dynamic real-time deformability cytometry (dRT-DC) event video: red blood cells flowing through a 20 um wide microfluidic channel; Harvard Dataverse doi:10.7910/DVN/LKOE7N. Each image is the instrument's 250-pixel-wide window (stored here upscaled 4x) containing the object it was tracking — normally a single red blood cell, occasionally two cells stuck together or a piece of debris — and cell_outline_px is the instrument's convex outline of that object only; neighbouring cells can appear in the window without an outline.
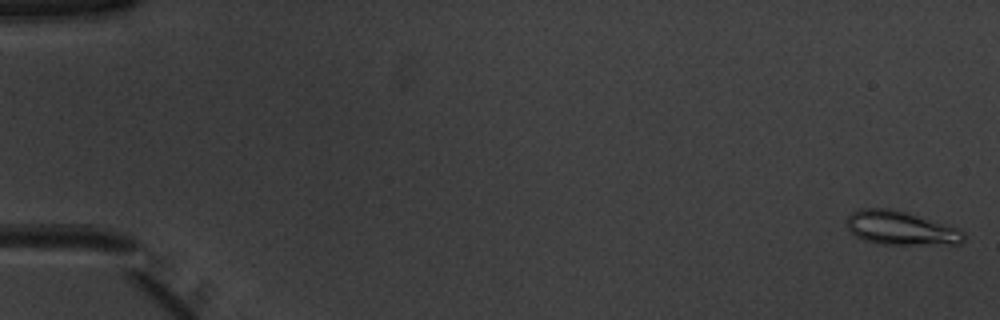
{"species": "common noctule bat (a hibernating species)", "species_latin": "Nyctalus noctula", "temperature_condition": "warm", "stored_images_in_passage": 52, "camera_frame_rate_fps": 3000, "um_per_image_px": 0.085, "animal": {"sex": "male", "body_mass_g": 20.1, "forearm_length_mm": 53.5}, "frame": {"image": 1, "passage_image": 1, "time_ms": 0.0, "image_size_px": [1000, 320], "cell_outline_px": [[964, 240], [960, 244], [880, 244], [864, 240], [856, 236], [848, 228], [848, 216], [852, 212], [860, 208], [892, 208], [948, 224], [960, 228], [964, 232]], "centroid_in_image_um": [76.6, 19.38], "position_along_channel_um": 8.4, "area_um2": 23.12}}
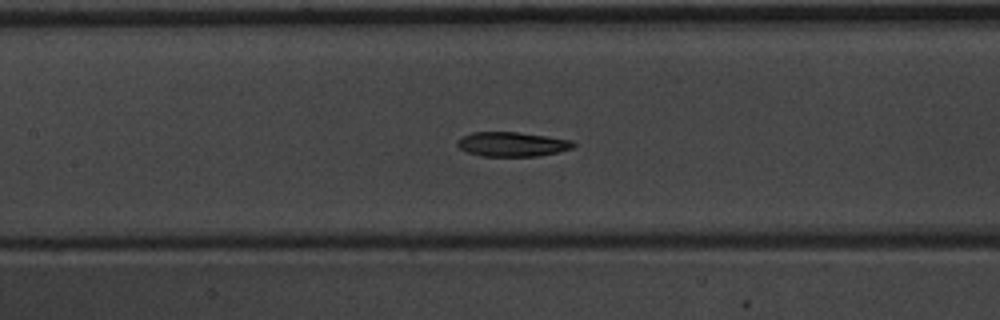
{"frame": {"image": 2, "passage_image": 25, "time_ms": 8.0, "image_size_px": [1000, 320], "cell_outline_px": [[576, 144], [572, 148], [556, 152], [536, 156], [480, 156], [468, 152], [460, 148], [456, 144], [456, 140], [460, 136], [472, 132], [516, 132], [548, 136], [572, 140]], "centroid_in_image_um": [43.49, 12.25], "position_along_channel_um": 163.9, "area_um2": 16.59}}
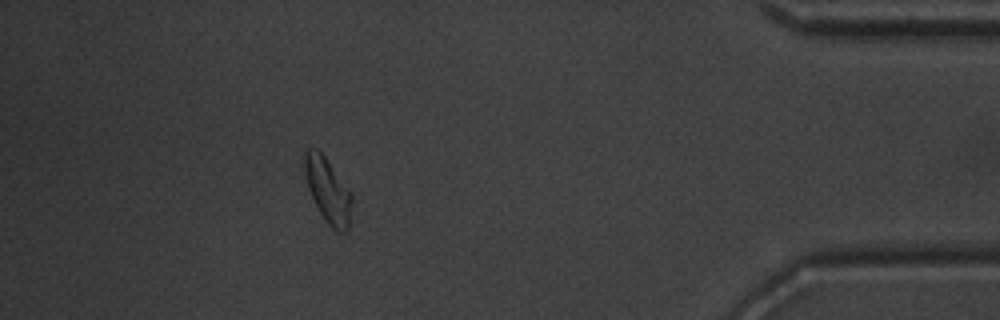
{"frame": {"image": 3, "passage_image": 47, "time_ms": 15.333, "image_size_px": [1000, 320], "cell_outline_px": [[352, 200], [348, 228], [344, 232], [336, 232], [328, 224], [320, 212], [308, 188], [304, 172], [304, 152], [308, 148], [316, 148], [324, 156], [352, 192]], "centroid_in_image_um": [27.87, 16.17], "position_along_channel_um": 407.3, "area_um2": 17.69}, "authors_computed_cell_mechanics": {"area_um2": 17.7157, "velocity_mm_per_s": 3.9416, "shape_relaxation_time_tau1_ms": 4.8719, "shape_relaxation_time_tau2_ms": 8.7628, "deformation_change_tau1": 0.1349, "deformation_change_tau2": 0.1621}}